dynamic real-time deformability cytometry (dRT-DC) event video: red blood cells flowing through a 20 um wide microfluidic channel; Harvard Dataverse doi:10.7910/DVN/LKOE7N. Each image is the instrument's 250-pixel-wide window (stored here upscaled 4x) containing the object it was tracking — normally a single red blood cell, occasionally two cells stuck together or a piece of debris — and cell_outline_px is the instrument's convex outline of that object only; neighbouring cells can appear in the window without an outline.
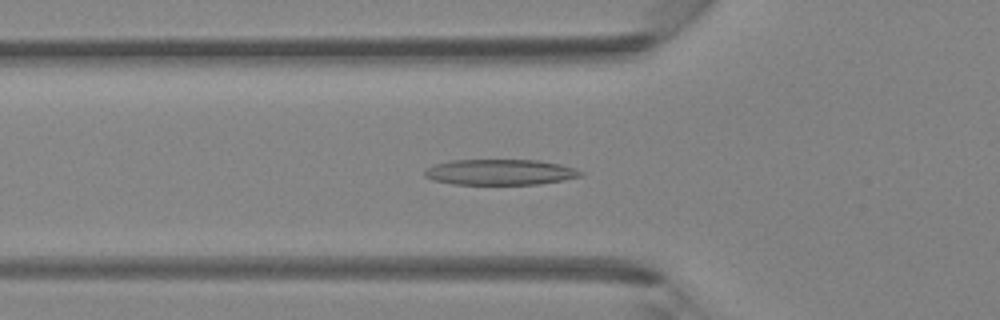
{"species": "Egyptian fruit bat (a non-hibernating species)", "species_latin": "Rousettus aegyptiacus", "temperature_condition": "room temperature", "stored_images_in_passage": 42, "camera_frame_rate_fps": 3000, "um_per_image_px": 0.085, "animal": {"sex": "female"}, "frame": {"image": 1, "passage_image": 14, "time_ms": 4.333, "image_size_px": [1000, 320], "cell_outline_px": [[584, 172], [580, 176], [564, 180], [540, 184], [452, 184], [432, 180], [424, 176], [424, 168], [448, 160], [540, 160], [560, 164], [576, 168]], "centroid_in_image_um": [42.49, 14.63], "position_along_channel_um": 83.3, "area_um2": 23.52}}
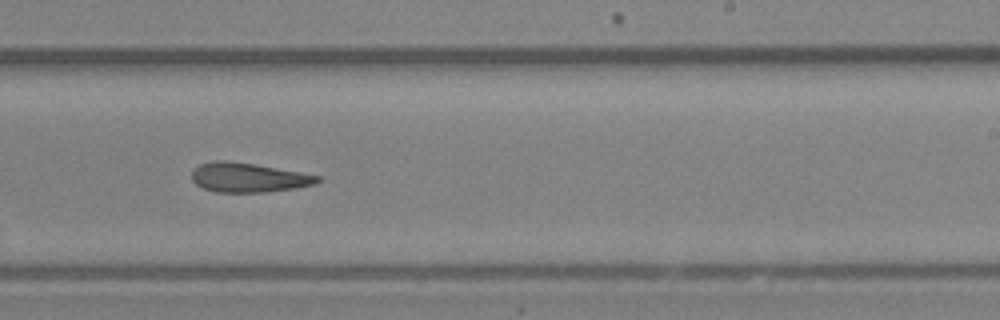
{"frame": {"image": 2, "passage_image": 26, "time_ms": 8.333, "image_size_px": [1000, 320], "cell_outline_px": [[320, 180], [316, 184], [268, 192], [216, 192], [204, 188], [196, 184], [192, 180], [192, 168], [200, 164], [212, 160], [224, 160], [252, 164], [300, 172], [320, 176]], "centroid_in_image_um": [21.07, 15.09], "position_along_channel_um": 267.9, "area_um2": 21.39}}
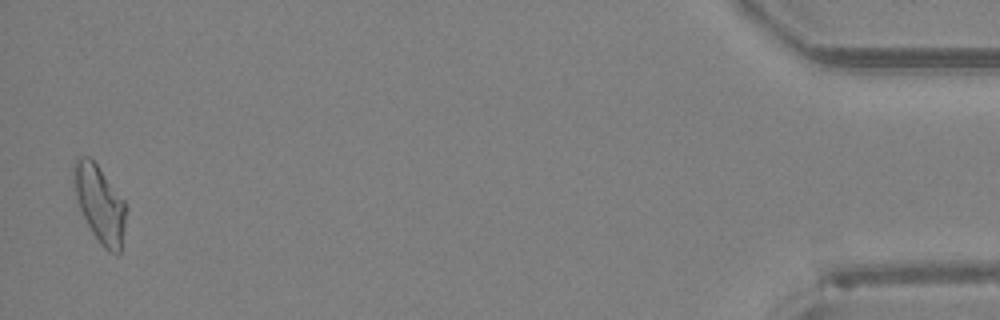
{"frame": {"image": 3, "passage_image": 42, "time_ms": 13.667, "image_size_px": [1000, 320], "cell_outline_px": [[128, 208], [120, 252], [116, 256], [108, 252], [100, 244], [92, 232], [80, 208], [76, 196], [72, 180], [72, 168], [76, 160], [80, 156], [88, 156], [96, 164], [124, 200]], "centroid_in_image_um": [8.49, 17.35], "position_along_channel_um": 426.7, "area_um2": 23.47}}